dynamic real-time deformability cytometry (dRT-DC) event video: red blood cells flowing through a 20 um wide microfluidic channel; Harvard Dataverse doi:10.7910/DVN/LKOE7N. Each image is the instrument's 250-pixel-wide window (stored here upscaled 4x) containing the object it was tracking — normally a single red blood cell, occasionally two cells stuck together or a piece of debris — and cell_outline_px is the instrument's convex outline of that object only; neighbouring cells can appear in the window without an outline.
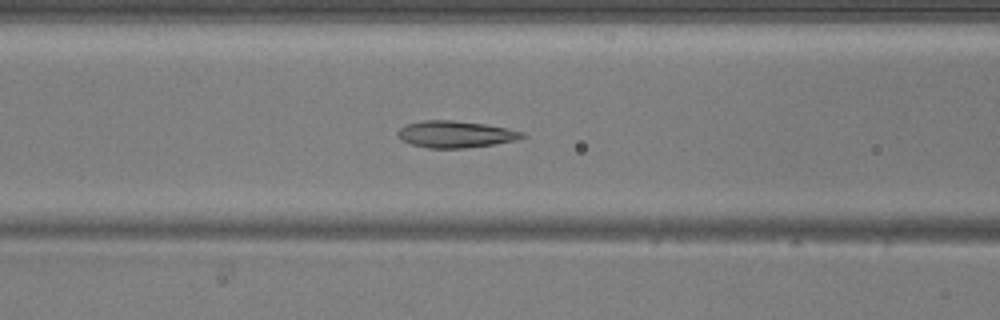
{"species": "common noctule bat (a hibernating species)", "species_latin": "Nyctalus noctula", "temperature_condition": "warm", "stored_images_in_passage": 50, "camera_frame_rate_fps": 3000, "um_per_image_px": 0.085, "animal": {"sex": "male", "body_mass_g": 20.5, "forearm_length_mm": 52.5}, "frame": {"image": 1, "passage_image": 21, "time_ms": 6.667, "image_size_px": [1000, 320], "cell_outline_px": [[528, 136], [516, 140], [492, 144], [464, 148], [428, 148], [412, 144], [400, 140], [396, 136], [396, 132], [400, 128], [408, 124], [424, 120], [452, 120], [484, 124], [524, 132]], "centroid_in_image_um": [38.68, 11.41], "position_along_channel_um": 127.9, "area_um2": 19.31}}
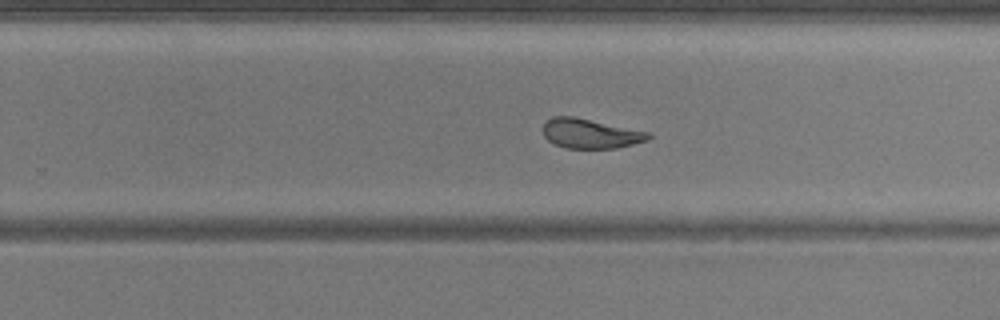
{"frame": {"image": 2, "passage_image": 32, "time_ms": 10.333, "image_size_px": [1000, 320], "cell_outline_px": [[652, 136], [648, 140], [616, 148], [564, 148], [552, 144], [544, 136], [544, 124], [552, 116], [572, 116], [652, 132]], "centroid_in_image_um": [50.2, 11.35], "position_along_channel_um": 279.6, "area_um2": 18.26}}
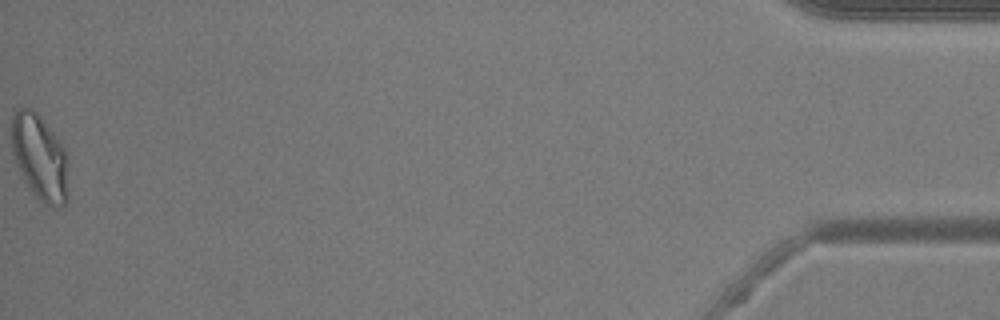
{"frame": {"image": 3, "passage_image": 50, "time_ms": 16.333, "image_size_px": [1000, 320], "cell_outline_px": [[68, 200], [60, 208], [52, 208], [44, 204], [36, 196], [20, 176], [12, 156], [12, 116], [16, 108], [32, 108], [44, 120], [60, 140], [64, 148], [68, 192]], "centroid_in_image_um": [3.36, 13.39], "position_along_channel_um": 431.8, "area_um2": 28.67}, "authors_computed_cell_mechanics": {"area_um2": 20.8658, "velocity_mm_per_s": 4.1451, "shape_relaxation_time_tau1_ms": 5.6788, "shape_relaxation_time_tau2_ms": 1.3225, "deformation_change_tau1": 0.1476, "deformation_change_tau2": 0.0763}}